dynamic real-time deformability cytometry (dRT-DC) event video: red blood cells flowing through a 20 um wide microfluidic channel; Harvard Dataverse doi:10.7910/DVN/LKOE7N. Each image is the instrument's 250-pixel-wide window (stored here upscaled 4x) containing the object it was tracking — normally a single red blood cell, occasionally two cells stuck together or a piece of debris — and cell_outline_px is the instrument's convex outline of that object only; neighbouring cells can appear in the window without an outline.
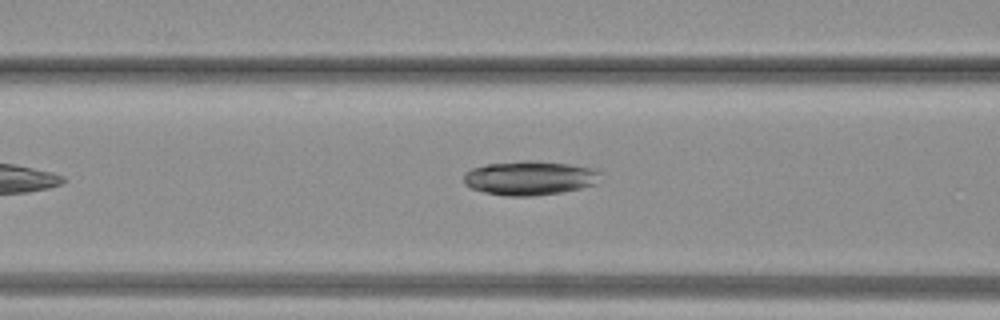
{"species": "common noctule bat (a hibernating species)", "species_latin": "Nyctalus noctula", "temperature_condition": "warm", "stored_images_in_passage": 8, "camera_frame_rate_fps": 3000, "um_per_image_px": 0.085, "animal": {"sex": "female", "body_mass_g": 19.3, "forearm_length_mm": 54.1}, "frame": {"image": 1, "passage_image": 6, "time_ms": 1.667, "image_size_px": [1000, 320], "cell_outline_px": [[600, 172], [596, 184], [580, 188], [560, 192], [532, 196], [508, 196], [484, 192], [472, 188], [464, 184], [464, 172], [472, 168], [488, 164], [524, 160], [532, 160], [568, 164], [600, 168]], "centroid_in_image_um": [45.04, 15.12], "position_along_channel_um": 121.6, "area_um2": 27.28}}